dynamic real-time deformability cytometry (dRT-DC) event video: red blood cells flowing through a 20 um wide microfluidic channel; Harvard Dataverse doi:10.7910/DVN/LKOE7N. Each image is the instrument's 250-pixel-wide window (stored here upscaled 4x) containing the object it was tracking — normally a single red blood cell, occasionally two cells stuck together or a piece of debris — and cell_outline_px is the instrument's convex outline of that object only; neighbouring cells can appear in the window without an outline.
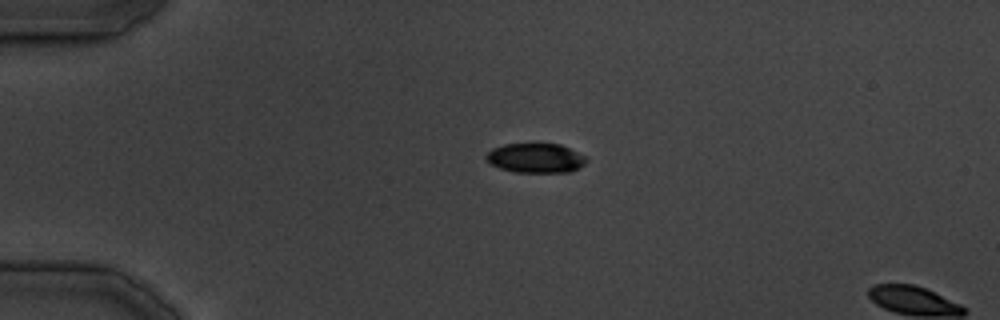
{"species": "common noctule bat (a hibernating species)", "species_latin": "Nyctalus noctula", "temperature_condition": "cold", "stored_images_in_passage": 3, "camera_frame_rate_fps": 3000, "um_per_image_px": 0.085, "animal": {"sex": "male", "body_mass_g": 19.5, "forearm_length_mm": 54.6}, "frame": {"image": 1, "passage_image": 1, "time_ms": 0.0, "image_size_px": [1000, 320], "cell_outline_px": [[588, 160], [584, 164], [568, 172], [516, 172], [500, 168], [492, 164], [484, 156], [492, 148], [504, 144], [560, 144], [584, 156]], "centroid_in_image_um": [45.5, 13.43], "position_along_channel_um": 39.5, "area_um2": 16.94}}